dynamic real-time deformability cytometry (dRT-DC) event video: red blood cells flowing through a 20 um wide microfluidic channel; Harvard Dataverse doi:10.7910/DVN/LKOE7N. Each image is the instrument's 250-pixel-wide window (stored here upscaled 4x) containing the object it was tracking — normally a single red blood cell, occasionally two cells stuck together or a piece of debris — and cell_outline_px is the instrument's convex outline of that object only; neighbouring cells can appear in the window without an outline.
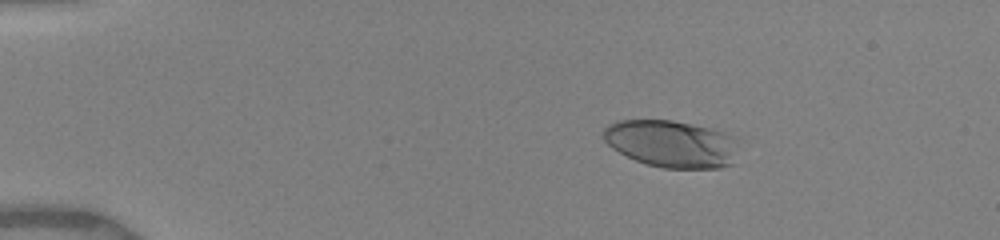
{"species": "human", "species_latin": "Homo sapiens", "temperature_condition": "warm", "stored_images_in_passage": 13, "camera_frame_rate_fps": 3000, "um_per_image_px": 0.085, "donor": {"sex": "female"}, "frame": {"image": 1, "passage_image": 6, "time_ms": 3.0, "image_size_px": [1000, 240], "cell_outline_px": [[740, 140], [732, 164], [720, 168], [664, 168], [648, 164], [636, 160], [612, 148], [604, 140], [604, 128], [608, 124], [616, 120], [672, 120], [712, 128], [740, 136]], "centroid_in_image_um": [57.15, 12.2], "position_along_channel_um": 27.9, "area_um2": 37.63}}
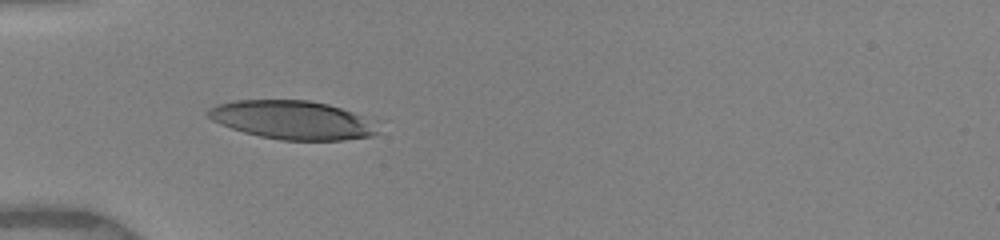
{"frame": {"image": 2, "passage_image": 10, "time_ms": 5.667, "image_size_px": [1000, 240], "cell_outline_px": [[380, 132], [372, 136], [344, 140], [280, 140], [260, 136], [244, 132], [220, 124], [212, 120], [204, 112], [208, 108], [216, 104], [232, 100], [308, 100], [328, 104], [352, 112], [360, 116]], "centroid_in_image_um": [24.74, 10.19], "position_along_channel_um": 60.3, "area_um2": 37.8}}
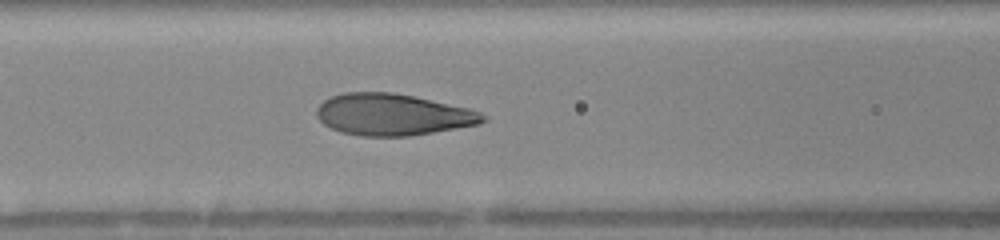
{"frame": {"image": 3, "passage_image": 13, "time_ms": 7.667, "image_size_px": [1000, 240], "cell_outline_px": [[488, 120], [480, 124], [408, 136], [360, 136], [340, 132], [324, 124], [316, 116], [316, 108], [324, 100], [332, 96], [344, 92], [392, 92], [412, 96], [468, 108], [480, 112], [488, 116]], "centroid_in_image_um": [33.37, 9.74], "position_along_channel_um": 133.2, "area_um2": 40.23}}